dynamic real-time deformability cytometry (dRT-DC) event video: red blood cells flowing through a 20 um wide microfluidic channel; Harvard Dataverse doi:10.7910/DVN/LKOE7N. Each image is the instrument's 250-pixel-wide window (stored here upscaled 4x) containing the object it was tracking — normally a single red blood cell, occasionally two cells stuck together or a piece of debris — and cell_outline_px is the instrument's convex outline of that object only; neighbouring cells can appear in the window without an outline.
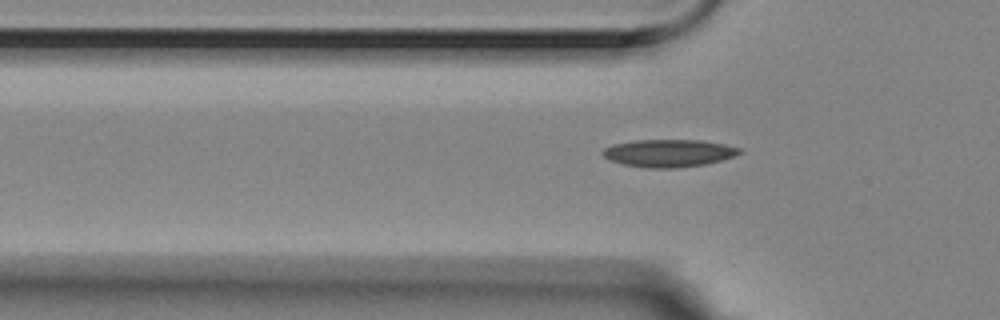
{"species": "Egyptian fruit bat (a non-hibernating species)", "species_latin": "Rousettus aegyptiacus", "temperature_condition": "room temperature", "stored_images_in_passage": 7, "camera_frame_rate_fps": 3000, "um_per_image_px": 0.085, "animal": {"sex": "female"}, "frame": {"image": 1, "passage_image": 7, "time_ms": 2.0, "image_size_px": [1000, 320], "cell_outline_px": [[744, 152], [720, 160], [704, 164], [676, 168], [648, 168], [624, 164], [608, 160], [600, 152], [604, 148], [612, 144], [636, 140], [704, 140], [724, 144], [740, 148]], "centroid_in_image_um": [56.81, 13.01], "position_along_channel_um": 69.0, "area_um2": 21.96}}